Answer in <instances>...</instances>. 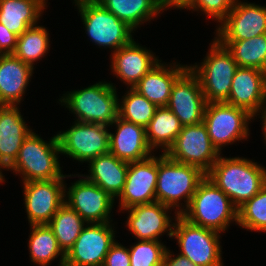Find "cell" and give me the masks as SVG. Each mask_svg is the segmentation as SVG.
Wrapping results in <instances>:
<instances>
[{
    "mask_svg": "<svg viewBox=\"0 0 266 266\" xmlns=\"http://www.w3.org/2000/svg\"><path fill=\"white\" fill-rule=\"evenodd\" d=\"M236 0H184L177 8L202 11L211 19L221 22L230 12Z\"/></svg>",
    "mask_w": 266,
    "mask_h": 266,
    "instance_id": "36",
    "label": "cell"
},
{
    "mask_svg": "<svg viewBox=\"0 0 266 266\" xmlns=\"http://www.w3.org/2000/svg\"><path fill=\"white\" fill-rule=\"evenodd\" d=\"M200 65H189L198 77L207 103L225 102L231 90L238 65L231 53L215 38Z\"/></svg>",
    "mask_w": 266,
    "mask_h": 266,
    "instance_id": "6",
    "label": "cell"
},
{
    "mask_svg": "<svg viewBox=\"0 0 266 266\" xmlns=\"http://www.w3.org/2000/svg\"><path fill=\"white\" fill-rule=\"evenodd\" d=\"M237 224L250 231L266 232V184L237 209Z\"/></svg>",
    "mask_w": 266,
    "mask_h": 266,
    "instance_id": "34",
    "label": "cell"
},
{
    "mask_svg": "<svg viewBox=\"0 0 266 266\" xmlns=\"http://www.w3.org/2000/svg\"><path fill=\"white\" fill-rule=\"evenodd\" d=\"M157 173L156 202L172 209L176 207V215L188 207L199 183L206 177L200 168L172 160L163 153L157 156ZM183 199L185 204L180 203Z\"/></svg>",
    "mask_w": 266,
    "mask_h": 266,
    "instance_id": "2",
    "label": "cell"
},
{
    "mask_svg": "<svg viewBox=\"0 0 266 266\" xmlns=\"http://www.w3.org/2000/svg\"><path fill=\"white\" fill-rule=\"evenodd\" d=\"M170 250L167 248L164 258H163V264L162 266H198L191 262L187 257H184L180 254L176 255L174 257V253L171 254ZM173 256V257H172Z\"/></svg>",
    "mask_w": 266,
    "mask_h": 266,
    "instance_id": "39",
    "label": "cell"
},
{
    "mask_svg": "<svg viewBox=\"0 0 266 266\" xmlns=\"http://www.w3.org/2000/svg\"><path fill=\"white\" fill-rule=\"evenodd\" d=\"M170 210L172 208L160 202L133 206L124 210L129 214L125 224L138 240L160 241V236L168 231L167 235L172 238L174 222L168 214Z\"/></svg>",
    "mask_w": 266,
    "mask_h": 266,
    "instance_id": "19",
    "label": "cell"
},
{
    "mask_svg": "<svg viewBox=\"0 0 266 266\" xmlns=\"http://www.w3.org/2000/svg\"><path fill=\"white\" fill-rule=\"evenodd\" d=\"M121 100L118 99V117L143 127L148 125L157 109L155 104L133 88H129Z\"/></svg>",
    "mask_w": 266,
    "mask_h": 266,
    "instance_id": "33",
    "label": "cell"
},
{
    "mask_svg": "<svg viewBox=\"0 0 266 266\" xmlns=\"http://www.w3.org/2000/svg\"><path fill=\"white\" fill-rule=\"evenodd\" d=\"M231 53L238 67L266 72V34L245 40H217Z\"/></svg>",
    "mask_w": 266,
    "mask_h": 266,
    "instance_id": "30",
    "label": "cell"
},
{
    "mask_svg": "<svg viewBox=\"0 0 266 266\" xmlns=\"http://www.w3.org/2000/svg\"><path fill=\"white\" fill-rule=\"evenodd\" d=\"M225 103L243 108L254 117L266 109V72L238 67Z\"/></svg>",
    "mask_w": 266,
    "mask_h": 266,
    "instance_id": "18",
    "label": "cell"
},
{
    "mask_svg": "<svg viewBox=\"0 0 266 266\" xmlns=\"http://www.w3.org/2000/svg\"><path fill=\"white\" fill-rule=\"evenodd\" d=\"M206 104L198 77L188 68L175 81L167 107L187 126L203 122Z\"/></svg>",
    "mask_w": 266,
    "mask_h": 266,
    "instance_id": "16",
    "label": "cell"
},
{
    "mask_svg": "<svg viewBox=\"0 0 266 266\" xmlns=\"http://www.w3.org/2000/svg\"><path fill=\"white\" fill-rule=\"evenodd\" d=\"M76 175L82 178L71 184L68 189L65 188V203L87 223L111 222L110 213L115 199L98 185L89 182L80 174Z\"/></svg>",
    "mask_w": 266,
    "mask_h": 266,
    "instance_id": "14",
    "label": "cell"
},
{
    "mask_svg": "<svg viewBox=\"0 0 266 266\" xmlns=\"http://www.w3.org/2000/svg\"><path fill=\"white\" fill-rule=\"evenodd\" d=\"M111 222L87 223L73 247L65 254L64 266H102L115 240Z\"/></svg>",
    "mask_w": 266,
    "mask_h": 266,
    "instance_id": "12",
    "label": "cell"
},
{
    "mask_svg": "<svg viewBox=\"0 0 266 266\" xmlns=\"http://www.w3.org/2000/svg\"><path fill=\"white\" fill-rule=\"evenodd\" d=\"M128 249L130 266H162L167 248L161 241L139 240Z\"/></svg>",
    "mask_w": 266,
    "mask_h": 266,
    "instance_id": "35",
    "label": "cell"
},
{
    "mask_svg": "<svg viewBox=\"0 0 266 266\" xmlns=\"http://www.w3.org/2000/svg\"><path fill=\"white\" fill-rule=\"evenodd\" d=\"M116 133L109 132V153L126 162L141 161L152 155L145 127L116 118L112 126Z\"/></svg>",
    "mask_w": 266,
    "mask_h": 266,
    "instance_id": "21",
    "label": "cell"
},
{
    "mask_svg": "<svg viewBox=\"0 0 266 266\" xmlns=\"http://www.w3.org/2000/svg\"><path fill=\"white\" fill-rule=\"evenodd\" d=\"M47 0H0V23L18 37L37 25Z\"/></svg>",
    "mask_w": 266,
    "mask_h": 266,
    "instance_id": "26",
    "label": "cell"
},
{
    "mask_svg": "<svg viewBox=\"0 0 266 266\" xmlns=\"http://www.w3.org/2000/svg\"><path fill=\"white\" fill-rule=\"evenodd\" d=\"M33 69L13 54H0V105H19Z\"/></svg>",
    "mask_w": 266,
    "mask_h": 266,
    "instance_id": "24",
    "label": "cell"
},
{
    "mask_svg": "<svg viewBox=\"0 0 266 266\" xmlns=\"http://www.w3.org/2000/svg\"><path fill=\"white\" fill-rule=\"evenodd\" d=\"M111 69L127 87L133 88L140 79L161 60L148 50L140 46L134 39L126 46L111 52Z\"/></svg>",
    "mask_w": 266,
    "mask_h": 266,
    "instance_id": "20",
    "label": "cell"
},
{
    "mask_svg": "<svg viewBox=\"0 0 266 266\" xmlns=\"http://www.w3.org/2000/svg\"><path fill=\"white\" fill-rule=\"evenodd\" d=\"M188 68V65L177 62L171 63L170 66L159 62L133 86V89L157 107L167 106L175 81Z\"/></svg>",
    "mask_w": 266,
    "mask_h": 266,
    "instance_id": "23",
    "label": "cell"
},
{
    "mask_svg": "<svg viewBox=\"0 0 266 266\" xmlns=\"http://www.w3.org/2000/svg\"><path fill=\"white\" fill-rule=\"evenodd\" d=\"M59 102L76 114L78 122L109 127L118 117L117 90L110 82L99 81L86 88L66 92Z\"/></svg>",
    "mask_w": 266,
    "mask_h": 266,
    "instance_id": "4",
    "label": "cell"
},
{
    "mask_svg": "<svg viewBox=\"0 0 266 266\" xmlns=\"http://www.w3.org/2000/svg\"><path fill=\"white\" fill-rule=\"evenodd\" d=\"M261 114V116H260V120H262V134H263V136H264V139L263 140H265V143H266V109H263L261 112H260Z\"/></svg>",
    "mask_w": 266,
    "mask_h": 266,
    "instance_id": "40",
    "label": "cell"
},
{
    "mask_svg": "<svg viewBox=\"0 0 266 266\" xmlns=\"http://www.w3.org/2000/svg\"><path fill=\"white\" fill-rule=\"evenodd\" d=\"M60 145L57 134L44 141L38 134L31 132L24 140L17 159L7 169L21 174L23 183L39 180H53L64 175L59 163Z\"/></svg>",
    "mask_w": 266,
    "mask_h": 266,
    "instance_id": "5",
    "label": "cell"
},
{
    "mask_svg": "<svg viewBox=\"0 0 266 266\" xmlns=\"http://www.w3.org/2000/svg\"><path fill=\"white\" fill-rule=\"evenodd\" d=\"M169 158L200 168L207 173L221 155L212 145L206 125L182 126L172 146L165 153Z\"/></svg>",
    "mask_w": 266,
    "mask_h": 266,
    "instance_id": "10",
    "label": "cell"
},
{
    "mask_svg": "<svg viewBox=\"0 0 266 266\" xmlns=\"http://www.w3.org/2000/svg\"><path fill=\"white\" fill-rule=\"evenodd\" d=\"M18 105H0V161L8 169L33 131L28 128Z\"/></svg>",
    "mask_w": 266,
    "mask_h": 266,
    "instance_id": "22",
    "label": "cell"
},
{
    "mask_svg": "<svg viewBox=\"0 0 266 266\" xmlns=\"http://www.w3.org/2000/svg\"><path fill=\"white\" fill-rule=\"evenodd\" d=\"M48 225L53 230L58 246L66 254L73 247L87 222L64 202Z\"/></svg>",
    "mask_w": 266,
    "mask_h": 266,
    "instance_id": "31",
    "label": "cell"
},
{
    "mask_svg": "<svg viewBox=\"0 0 266 266\" xmlns=\"http://www.w3.org/2000/svg\"><path fill=\"white\" fill-rule=\"evenodd\" d=\"M157 156L129 162L123 192L119 196V209L156 202Z\"/></svg>",
    "mask_w": 266,
    "mask_h": 266,
    "instance_id": "17",
    "label": "cell"
},
{
    "mask_svg": "<svg viewBox=\"0 0 266 266\" xmlns=\"http://www.w3.org/2000/svg\"><path fill=\"white\" fill-rule=\"evenodd\" d=\"M184 0H164L166 5L171 9L177 8Z\"/></svg>",
    "mask_w": 266,
    "mask_h": 266,
    "instance_id": "41",
    "label": "cell"
},
{
    "mask_svg": "<svg viewBox=\"0 0 266 266\" xmlns=\"http://www.w3.org/2000/svg\"><path fill=\"white\" fill-rule=\"evenodd\" d=\"M103 266H130L129 249L115 241L106 254Z\"/></svg>",
    "mask_w": 266,
    "mask_h": 266,
    "instance_id": "37",
    "label": "cell"
},
{
    "mask_svg": "<svg viewBox=\"0 0 266 266\" xmlns=\"http://www.w3.org/2000/svg\"><path fill=\"white\" fill-rule=\"evenodd\" d=\"M18 36L0 23V54H12L16 48Z\"/></svg>",
    "mask_w": 266,
    "mask_h": 266,
    "instance_id": "38",
    "label": "cell"
},
{
    "mask_svg": "<svg viewBox=\"0 0 266 266\" xmlns=\"http://www.w3.org/2000/svg\"><path fill=\"white\" fill-rule=\"evenodd\" d=\"M90 40L104 48L113 49L128 45L133 40V29L119 20L97 0H74Z\"/></svg>",
    "mask_w": 266,
    "mask_h": 266,
    "instance_id": "7",
    "label": "cell"
},
{
    "mask_svg": "<svg viewBox=\"0 0 266 266\" xmlns=\"http://www.w3.org/2000/svg\"><path fill=\"white\" fill-rule=\"evenodd\" d=\"M215 31L216 40H245L266 34V7L236 0Z\"/></svg>",
    "mask_w": 266,
    "mask_h": 266,
    "instance_id": "15",
    "label": "cell"
},
{
    "mask_svg": "<svg viewBox=\"0 0 266 266\" xmlns=\"http://www.w3.org/2000/svg\"><path fill=\"white\" fill-rule=\"evenodd\" d=\"M238 208L256 195L266 184V169L261 164L242 157H222L206 173Z\"/></svg>",
    "mask_w": 266,
    "mask_h": 266,
    "instance_id": "1",
    "label": "cell"
},
{
    "mask_svg": "<svg viewBox=\"0 0 266 266\" xmlns=\"http://www.w3.org/2000/svg\"><path fill=\"white\" fill-rule=\"evenodd\" d=\"M134 31L169 7L164 0H97ZM140 24V25H139Z\"/></svg>",
    "mask_w": 266,
    "mask_h": 266,
    "instance_id": "27",
    "label": "cell"
},
{
    "mask_svg": "<svg viewBox=\"0 0 266 266\" xmlns=\"http://www.w3.org/2000/svg\"><path fill=\"white\" fill-rule=\"evenodd\" d=\"M237 209L231 199L206 176L180 215L192 224L224 233L232 222L237 224Z\"/></svg>",
    "mask_w": 266,
    "mask_h": 266,
    "instance_id": "3",
    "label": "cell"
},
{
    "mask_svg": "<svg viewBox=\"0 0 266 266\" xmlns=\"http://www.w3.org/2000/svg\"><path fill=\"white\" fill-rule=\"evenodd\" d=\"M30 227L28 249L31 262L47 266L60 256L58 266H64L65 254L58 246L52 228L48 224H34Z\"/></svg>",
    "mask_w": 266,
    "mask_h": 266,
    "instance_id": "29",
    "label": "cell"
},
{
    "mask_svg": "<svg viewBox=\"0 0 266 266\" xmlns=\"http://www.w3.org/2000/svg\"><path fill=\"white\" fill-rule=\"evenodd\" d=\"M182 129L178 117L167 107H157L153 118L145 127L147 142L154 149L162 148L163 154L172 146Z\"/></svg>",
    "mask_w": 266,
    "mask_h": 266,
    "instance_id": "28",
    "label": "cell"
},
{
    "mask_svg": "<svg viewBox=\"0 0 266 266\" xmlns=\"http://www.w3.org/2000/svg\"><path fill=\"white\" fill-rule=\"evenodd\" d=\"M88 163L89 175L81 176L104 189L113 199H117L123 192L129 163L111 153L100 155Z\"/></svg>",
    "mask_w": 266,
    "mask_h": 266,
    "instance_id": "25",
    "label": "cell"
},
{
    "mask_svg": "<svg viewBox=\"0 0 266 266\" xmlns=\"http://www.w3.org/2000/svg\"><path fill=\"white\" fill-rule=\"evenodd\" d=\"M66 177L23 183L24 204L30 225L48 224L65 202Z\"/></svg>",
    "mask_w": 266,
    "mask_h": 266,
    "instance_id": "13",
    "label": "cell"
},
{
    "mask_svg": "<svg viewBox=\"0 0 266 266\" xmlns=\"http://www.w3.org/2000/svg\"><path fill=\"white\" fill-rule=\"evenodd\" d=\"M172 238L178 242L180 255L198 266H223L221 233L190 223L175 215Z\"/></svg>",
    "mask_w": 266,
    "mask_h": 266,
    "instance_id": "8",
    "label": "cell"
},
{
    "mask_svg": "<svg viewBox=\"0 0 266 266\" xmlns=\"http://www.w3.org/2000/svg\"><path fill=\"white\" fill-rule=\"evenodd\" d=\"M49 33L43 26L29 27L18 38L12 53L24 63L34 68V62L42 60L50 49Z\"/></svg>",
    "mask_w": 266,
    "mask_h": 266,
    "instance_id": "32",
    "label": "cell"
},
{
    "mask_svg": "<svg viewBox=\"0 0 266 266\" xmlns=\"http://www.w3.org/2000/svg\"><path fill=\"white\" fill-rule=\"evenodd\" d=\"M254 116L247 110L225 102L206 104L203 123L206 125L212 145L221 154L222 147L248 138L249 121Z\"/></svg>",
    "mask_w": 266,
    "mask_h": 266,
    "instance_id": "9",
    "label": "cell"
},
{
    "mask_svg": "<svg viewBox=\"0 0 266 266\" xmlns=\"http://www.w3.org/2000/svg\"><path fill=\"white\" fill-rule=\"evenodd\" d=\"M107 126L75 121L70 129L57 134L61 155L79 162H89L109 153Z\"/></svg>",
    "mask_w": 266,
    "mask_h": 266,
    "instance_id": "11",
    "label": "cell"
},
{
    "mask_svg": "<svg viewBox=\"0 0 266 266\" xmlns=\"http://www.w3.org/2000/svg\"><path fill=\"white\" fill-rule=\"evenodd\" d=\"M7 170V168L2 164V162L0 161V184L2 182H5V178H4V174L1 172L2 170Z\"/></svg>",
    "mask_w": 266,
    "mask_h": 266,
    "instance_id": "42",
    "label": "cell"
}]
</instances>
